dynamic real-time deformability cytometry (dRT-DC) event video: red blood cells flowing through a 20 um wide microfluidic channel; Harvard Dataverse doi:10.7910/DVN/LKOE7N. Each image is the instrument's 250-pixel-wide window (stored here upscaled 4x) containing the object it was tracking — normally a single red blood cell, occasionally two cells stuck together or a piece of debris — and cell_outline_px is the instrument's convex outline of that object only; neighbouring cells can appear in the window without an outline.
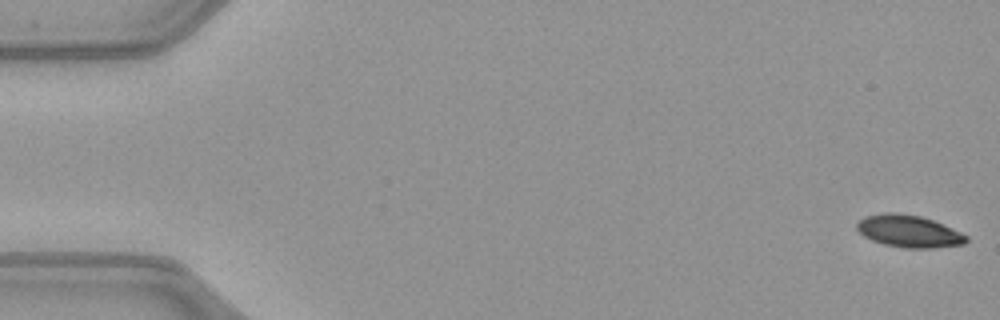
{"species": "common noctule bat (a hibernating species)", "species_latin": "Nyctalus noctula", "temperature_condition": "warm", "stored_images_in_passage": 51, "camera_frame_rate_fps": 3000, "um_per_image_px": 0.085, "animal": {"sex": "female", "body_mass_g": 21.9}, "frame": {"image": 1, "passage_image": 1, "time_ms": 0.0, "image_size_px": [1000, 320], "cell_outline_px": [[968, 240], [964, 244], [932, 248], [904, 248], [884, 244], [872, 240], [864, 236], [856, 228], [856, 224], [864, 216], [884, 212], [892, 212], [920, 216], [932, 220], [960, 232], [968, 236]], "centroid_in_image_um": [77.23, 19.65], "position_along_channel_um": 7.8, "area_um2": 20.4}}
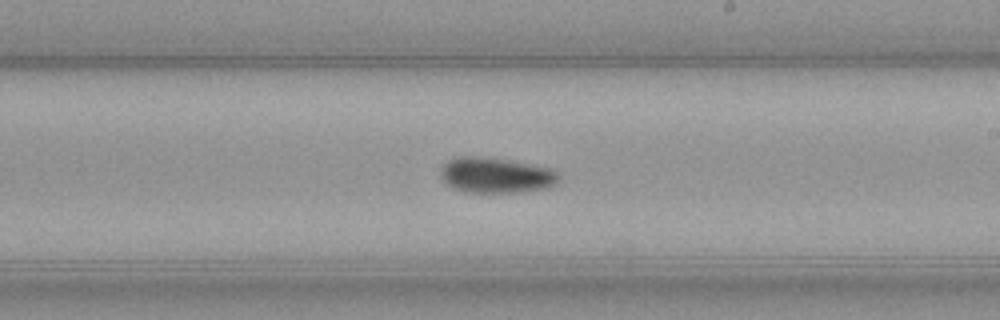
{"frame": {"image": 2, "passage_image": 30, "time_ms": 9.667, "image_size_px": [1000, 320], "cell_outline_px": [[560, 176], [556, 184], [548, 188], [520, 192], [464, 192], [452, 188], [440, 176], [440, 168], [448, 160], [456, 156], [476, 156], [508, 160], [548, 168], [556, 172]], "centroid_in_image_um": [42.12, 14.9], "position_along_channel_um": 246.9, "area_um2": 24.39}}
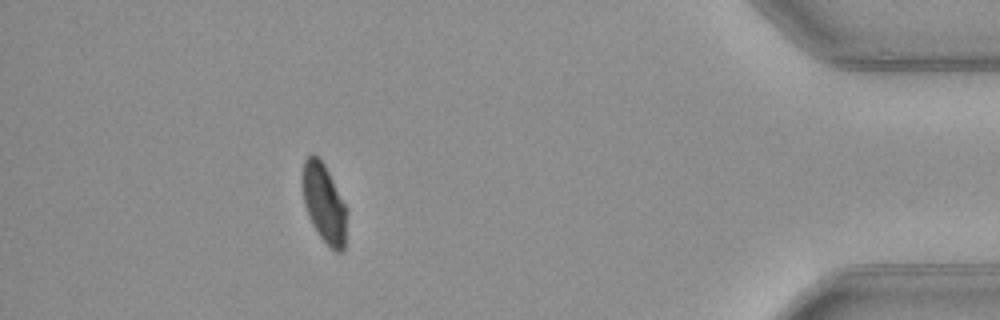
{"frame": {"image": 3, "passage_image": 46, "time_ms": 15.0, "image_size_px": [1000, 320], "cell_outline_px": [[348, 212], [344, 252], [336, 252], [320, 236], [312, 224], [308, 216], [304, 204], [304, 160], [312, 152], [324, 164], [348, 208]], "centroid_in_image_um": [27.6, 17.33], "position_along_channel_um": 407.6, "area_um2": 20.23}, "authors_computed_cell_mechanics": {"area_um2": 22.253, "velocity_mm_per_s": 4.0491, "shape_relaxation_time_tau1_ms": 5.2375, "shape_relaxation_time_tau2_ms": null, "deformation_change_tau1": 0.1365, "deformation_change_tau2": null}}